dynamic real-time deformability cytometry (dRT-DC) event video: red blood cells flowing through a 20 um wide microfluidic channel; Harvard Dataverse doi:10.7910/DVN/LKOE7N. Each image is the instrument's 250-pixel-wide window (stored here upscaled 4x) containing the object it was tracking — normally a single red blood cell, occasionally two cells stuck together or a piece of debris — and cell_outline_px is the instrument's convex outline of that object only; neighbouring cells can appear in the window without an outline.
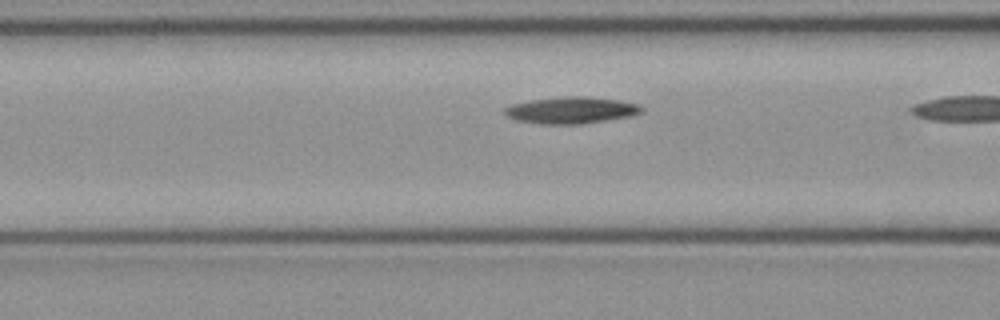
{"species": "common noctule bat (a hibernating species)", "species_latin": "Nyctalus noctula", "temperature_condition": "cold", "stored_images_in_passage": 11, "camera_frame_rate_fps": 3000, "um_per_image_px": 0.085, "animal": {"sex": "female", "body_mass_g": 21.9}, "frame": {"image": 1, "passage_image": 10, "time_ms": 3.0, "image_size_px": [1000, 320], "cell_outline_px": [[644, 112], [632, 116], [580, 124], [536, 124], [516, 120], [508, 116], [504, 112], [504, 108], [512, 104], [532, 100], [568, 96], [588, 96], [620, 100], [640, 104], [644, 108]], "centroid_in_image_um": [48.61, 9.37], "position_along_channel_um": 118.0, "area_um2": 21.44}}